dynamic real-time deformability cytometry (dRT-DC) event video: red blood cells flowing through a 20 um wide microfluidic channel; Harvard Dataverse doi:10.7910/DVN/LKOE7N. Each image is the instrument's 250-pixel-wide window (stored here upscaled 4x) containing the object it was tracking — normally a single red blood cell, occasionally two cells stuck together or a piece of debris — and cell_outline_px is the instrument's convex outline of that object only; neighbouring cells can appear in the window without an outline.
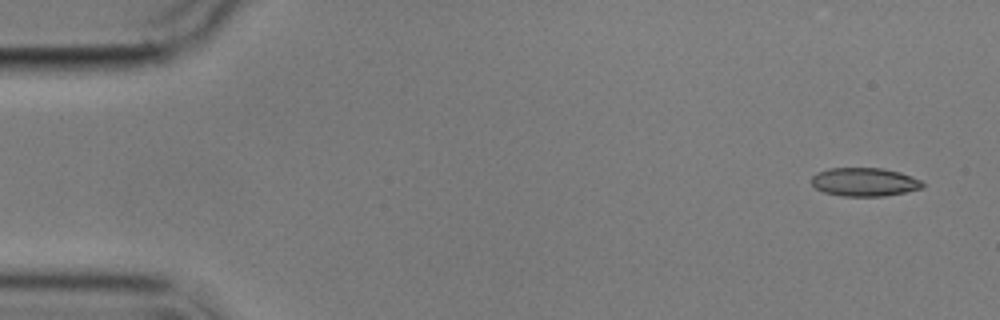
{"species": "common noctule bat (a hibernating species)", "species_latin": "Nyctalus noctula", "temperature_condition": "cold", "stored_images_in_passage": 7, "camera_frame_rate_fps": 3000, "um_per_image_px": 0.085, "animal": {"sex": "male", "body_mass_g": 17.9}, "frame": {"image": 1, "passage_image": 1, "time_ms": 0.0, "image_size_px": [1000, 320], "cell_outline_px": [[924, 188], [884, 196], [840, 196], [824, 192], [816, 188], [812, 184], [812, 176], [816, 172], [828, 168], [884, 168], [900, 172], [912, 176], [920, 180], [924, 184]], "centroid_in_image_um": [73.48, 15.46], "position_along_channel_um": 11.5, "area_um2": 18.55}}
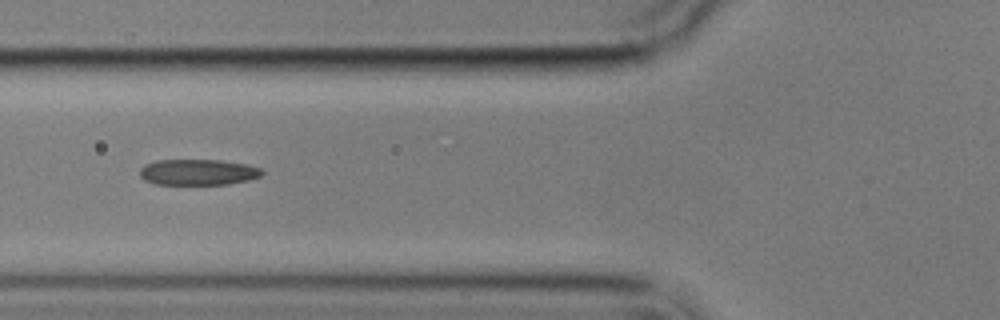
{"frame": {"image": 2, "passage_image": 6, "time_ms": 6.0, "image_size_px": [1000, 320], "cell_outline_px": [[264, 172], [260, 176], [248, 180], [228, 184], [156, 184], [144, 180], [140, 176], [140, 168], [144, 164], [156, 160], [220, 160], [248, 164], [260, 168]], "centroid_in_image_um": [16.82, 14.63], "position_along_channel_um": 109.0, "area_um2": 18.5}}
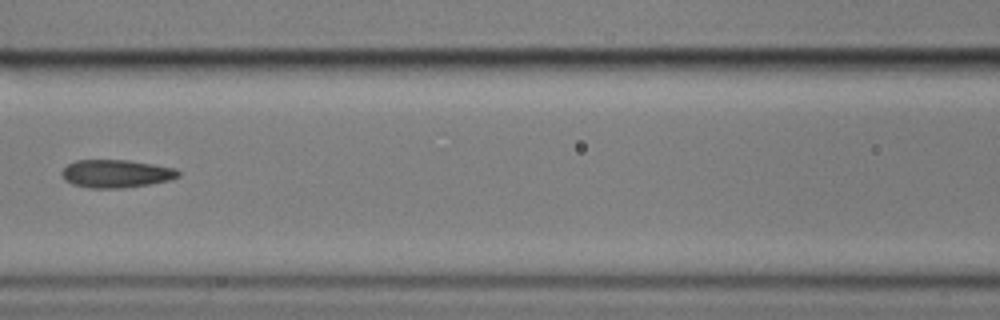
{"frame": {"image": 3, "passage_image": 7, "time_ms": 7.333, "image_size_px": [1000, 320], "cell_outline_px": [[180, 176], [168, 180], [148, 184], [120, 188], [88, 188], [72, 184], [64, 180], [60, 172], [68, 164], [76, 160], [128, 160], [176, 168], [180, 172]], "centroid_in_image_um": [9.84, 14.76], "position_along_channel_um": 156.8, "area_um2": 18.96}}